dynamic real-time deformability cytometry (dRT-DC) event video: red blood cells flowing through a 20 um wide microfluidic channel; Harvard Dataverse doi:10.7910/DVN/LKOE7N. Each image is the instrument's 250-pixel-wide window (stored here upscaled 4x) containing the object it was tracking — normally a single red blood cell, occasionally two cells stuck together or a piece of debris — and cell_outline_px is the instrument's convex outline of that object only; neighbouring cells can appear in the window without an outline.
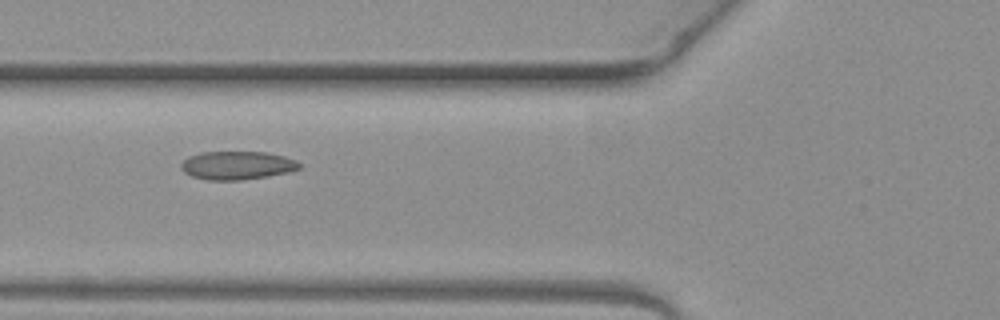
{"species": "common noctule bat (a hibernating species)", "species_latin": "Nyctalus noctula", "temperature_condition": "warm", "stored_images_in_passage": 2, "camera_frame_rate_fps": 3000, "um_per_image_px": 0.085, "animal": {"sex": "female", "body_mass_g": 19.3, "forearm_length_mm": 54.1}, "frame": {"image": 1, "passage_image": 2, "time_ms": 0.333, "image_size_px": [1000, 320], "cell_outline_px": [[300, 168], [288, 172], [268, 176], [240, 180], [208, 180], [192, 176], [184, 172], [180, 168], [180, 164], [188, 156], [200, 152], [268, 152], [284, 156], [296, 160], [300, 164]], "centroid_in_image_um": [20.13, 14.05], "position_along_channel_um": 105.7, "area_um2": 19.59}}